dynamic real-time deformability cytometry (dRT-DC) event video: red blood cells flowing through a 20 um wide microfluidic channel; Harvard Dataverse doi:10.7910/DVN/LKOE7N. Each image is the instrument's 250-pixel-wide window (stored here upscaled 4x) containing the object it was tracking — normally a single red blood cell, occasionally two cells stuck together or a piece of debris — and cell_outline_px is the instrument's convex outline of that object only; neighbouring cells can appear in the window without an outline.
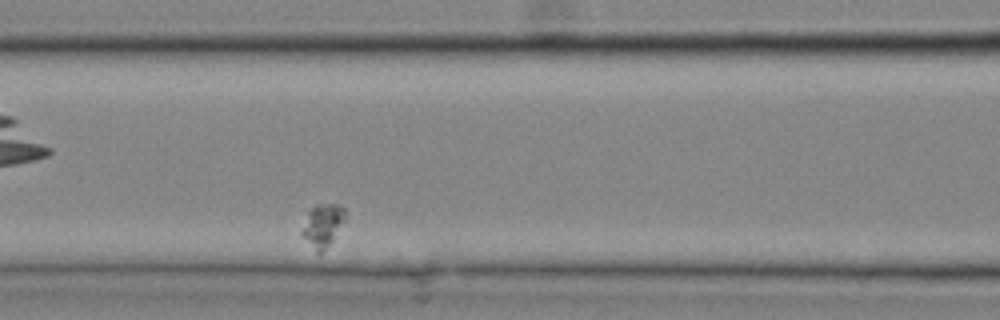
{"species": "common noctule bat (a hibernating species)", "species_latin": "Nyctalus noctula", "temperature_condition": "cold", "stored_images_in_passage": 27, "camera_frame_rate_fps": 3000, "um_per_image_px": 0.085, "animal": {"sex": "male", "body_mass_g": 20.4}, "frame": {"image": 1, "passage_image": 8, "time_ms": 2.333, "image_size_px": [1000, 320], "cell_outline_px": [[344, 220], [332, 240], [320, 252], [316, 252], [300, 232], [308, 208], [316, 204], [340, 204], [344, 208]], "centroid_in_image_um": [27.38, 19.09], "position_along_channel_um": 139.2, "area_um2": 10.58}}
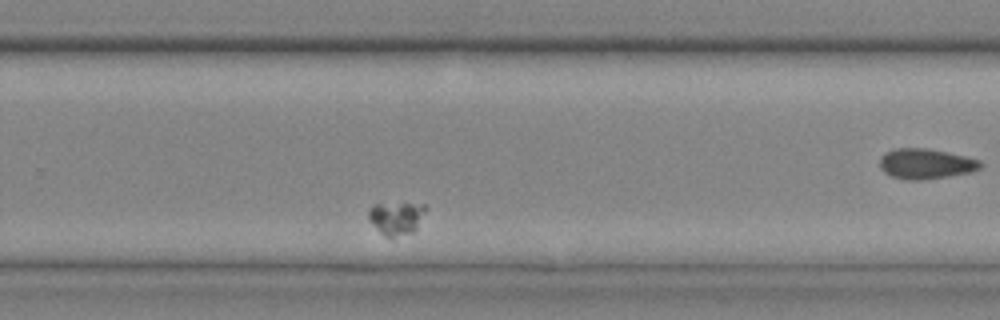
{"frame": {"image": 2, "passage_image": 16, "time_ms": 5.0, "image_size_px": [1000, 320], "cell_outline_px": [[428, 208], [416, 228], [412, 232], [392, 236], [384, 236], [368, 220], [368, 208], [372, 204], [424, 204]], "centroid_in_image_um": [33.66, 18.51], "position_along_channel_um": 296.1, "area_um2": 10.81}}